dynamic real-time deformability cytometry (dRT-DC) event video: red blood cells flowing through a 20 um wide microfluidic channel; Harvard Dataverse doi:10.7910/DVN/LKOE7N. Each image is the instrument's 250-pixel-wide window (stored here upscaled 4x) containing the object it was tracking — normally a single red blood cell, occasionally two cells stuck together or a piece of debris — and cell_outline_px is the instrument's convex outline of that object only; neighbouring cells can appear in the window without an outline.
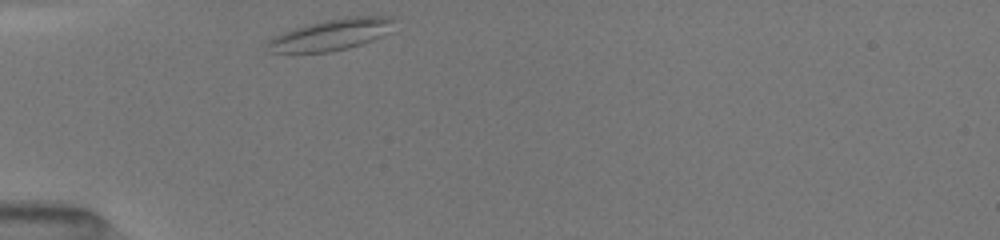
{"species": "common noctule bat (a hibernating species)", "species_latin": "Nyctalus noctula", "temperature_condition": "room temperature", "stored_images_in_passage": 32, "camera_frame_rate_fps": 3000, "um_per_image_px": 0.085, "animal": {"sex": "female", "body_mass_g": 19.5, "forearm_length_mm": 54.1}, "frame": {"image": 1, "passage_image": 1, "time_ms": 0.0, "image_size_px": [1000, 240], "cell_outline_px": [[392, 20], [380, 36], [372, 40], [348, 48], [328, 52], [272, 52], [268, 44], [276, 36], [296, 28], [324, 20], [344, 16], [392, 16]], "centroid_in_image_um": [28.14, 2.94], "position_along_channel_um": 56.9, "area_um2": 21.96}}
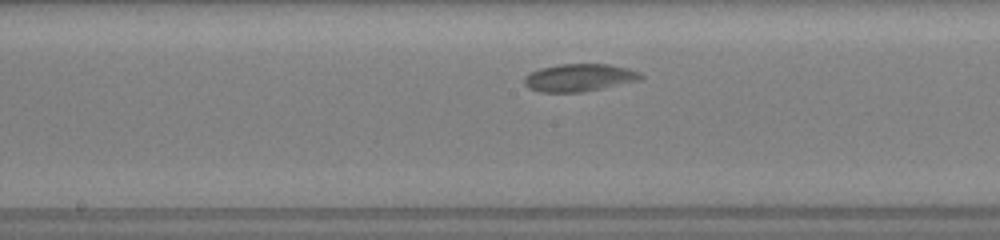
{"frame": {"image": 2, "passage_image": 14, "time_ms": 4.0, "image_size_px": [1000, 240], "cell_outline_px": [[644, 76], [640, 80], [604, 88], [584, 92], [540, 92], [528, 88], [524, 84], [524, 80], [532, 72], [540, 68], [560, 64], [608, 64], [628, 68], [640, 72]], "centroid_in_image_um": [49.27, 6.6], "position_along_channel_um": 198.9, "area_um2": 18.73}}
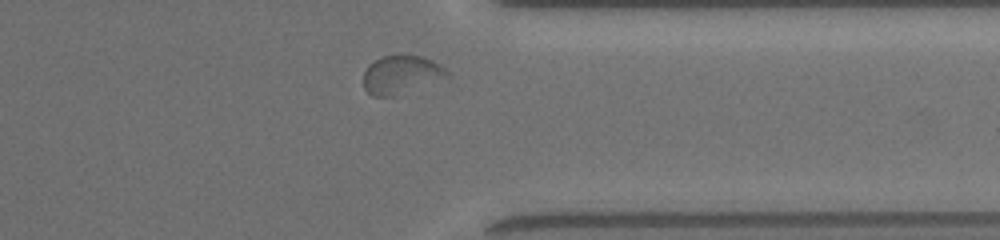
{"frame": {"image": 3, "passage_image": 27, "time_ms": 8.667, "image_size_px": [1000, 240], "cell_outline_px": [[452, 76], [396, 96], [372, 96], [364, 88], [364, 72], [368, 64], [380, 56], [400, 52], [420, 56], [432, 60], [440, 64]], "centroid_in_image_um": [34.1, 6.31], "position_along_channel_um": 377.3, "area_um2": 19.31}, "authors_computed_cell_mechanics": {"area_um2": 18.6694, "velocity_mm_per_s": 3.8482, "shape_relaxation_time_tau1_ms": null, "shape_relaxation_time_tau2_ms": 2.2314, "deformation_change_tau1": null, "deformation_change_tau2": 0.0453}}